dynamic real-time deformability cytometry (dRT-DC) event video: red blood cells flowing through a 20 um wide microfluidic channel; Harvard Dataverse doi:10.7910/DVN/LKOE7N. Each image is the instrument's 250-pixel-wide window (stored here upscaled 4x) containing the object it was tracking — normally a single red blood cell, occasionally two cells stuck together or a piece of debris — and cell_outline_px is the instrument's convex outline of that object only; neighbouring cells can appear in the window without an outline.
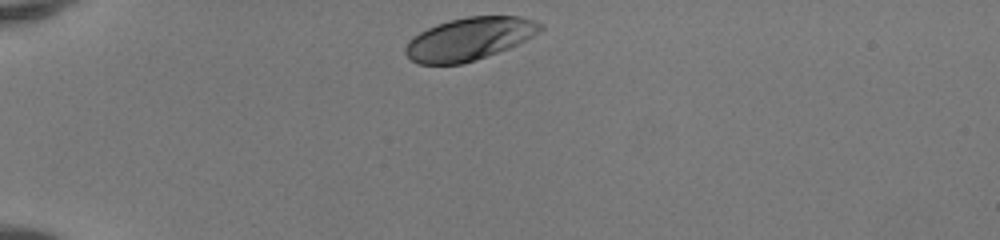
{"species": "human", "species_latin": "Homo sapiens", "temperature_condition": "room temperature", "stored_images_in_passage": 32, "camera_frame_rate_fps": 3000, "um_per_image_px": 0.085, "donor": {"sex": "female"}, "frame": {"image": 1, "passage_image": 1, "time_ms": 0.0, "image_size_px": [1000, 240], "cell_outline_px": [[544, 28], [540, 32], [508, 48], [476, 60], [460, 64], [420, 64], [412, 60], [404, 52], [404, 48], [408, 40], [412, 36], [436, 24], [448, 20], [468, 16], [520, 16], [544, 24]], "centroid_in_image_um": [39.87, 3.29], "position_along_channel_um": 45.1, "area_um2": 33.52}}
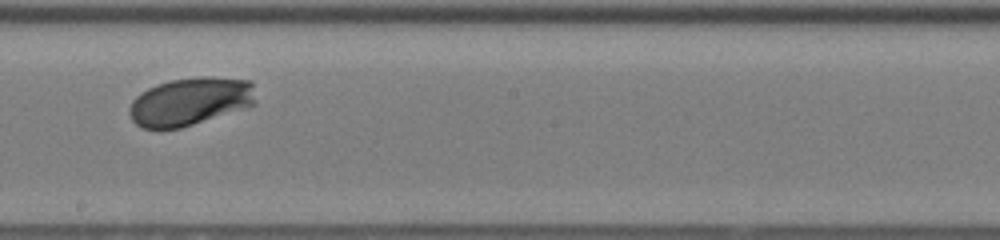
{"frame": {"image": 2, "passage_image": 18, "time_ms": 5.667, "image_size_px": [1000, 240], "cell_outline_px": [[256, 104], [248, 108], [180, 128], [144, 128], [136, 124], [132, 120], [128, 112], [128, 108], [132, 100], [140, 92], [156, 84], [172, 80], [200, 76], [208, 76], [252, 80]], "centroid_in_image_um": [16.18, 8.61], "position_along_channel_um": 232.0, "area_um2": 35.72}}
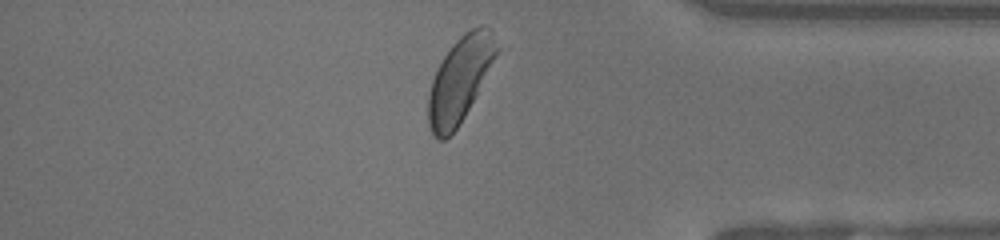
{"frame": {"image": 3, "passage_image": 31, "time_ms": 10.0, "image_size_px": [1000, 240], "cell_outline_px": [[500, 52], [476, 96], [464, 116], [456, 128], [444, 140], [436, 140], [432, 136], [428, 124], [428, 96], [432, 80], [444, 56], [452, 44], [464, 32], [480, 24], [484, 24], [492, 32], [500, 48]], "centroid_in_image_um": [39.12, 6.74], "position_along_channel_um": 396.1, "area_um2": 34.04}, "authors_computed_cell_mechanics": {"area_um2": 34.6511, "velocity_mm_per_s": 4.0944, "shape_relaxation_time_tau1_ms": 1.3861, "shape_relaxation_time_tau2_ms": 4.7242, "deformation_change_tau1": 0.1357, "deformation_change_tau2": 0.1247}}